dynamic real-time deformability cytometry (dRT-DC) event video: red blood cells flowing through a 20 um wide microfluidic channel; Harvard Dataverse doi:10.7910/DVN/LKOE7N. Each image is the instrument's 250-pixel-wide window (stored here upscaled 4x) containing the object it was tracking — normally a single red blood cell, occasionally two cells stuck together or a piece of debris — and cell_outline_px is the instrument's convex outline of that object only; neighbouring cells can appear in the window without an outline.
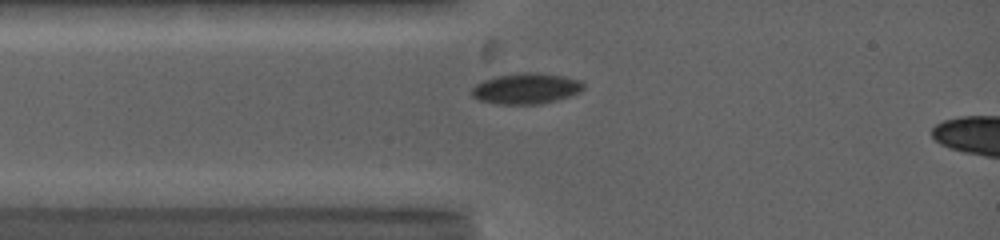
{"species": "common noctule bat (a hibernating species)", "species_latin": "Nyctalus noctula", "temperature_condition": "warm", "stored_images_in_passage": 52, "camera_frame_rate_fps": 5000, "um_per_image_px": 0.085, "animal": {"sex": "female", "body_mass_g": 19.0, "forearm_length_mm": 53.3}, "frame": {"image": 1, "passage_image": 10, "time_ms": 2.0, "image_size_px": [1000, 240], "cell_outline_px": [[584, 88], [580, 92], [556, 100], [540, 104], [500, 104], [480, 100], [472, 96], [472, 88], [476, 84], [492, 76], [524, 72], [536, 72], [564, 76], [580, 80], [584, 84]], "centroid_in_image_um": [44.72, 7.51], "position_along_channel_um": 40.3, "area_um2": 20.06}}
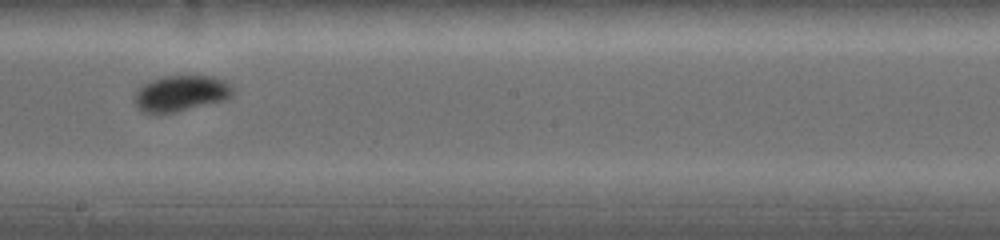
{"frame": {"image": 2, "passage_image": 26, "time_ms": 6.8, "image_size_px": [1000, 240], "cell_outline_px": [[236, 92], [232, 96], [224, 100], [176, 112], [156, 116], [144, 112], [132, 100], [132, 96], [144, 84], [152, 80], [164, 76], [212, 76], [224, 80]], "centroid_in_image_um": [15.35, 7.96], "position_along_channel_um": 232.9, "area_um2": 20.81}}
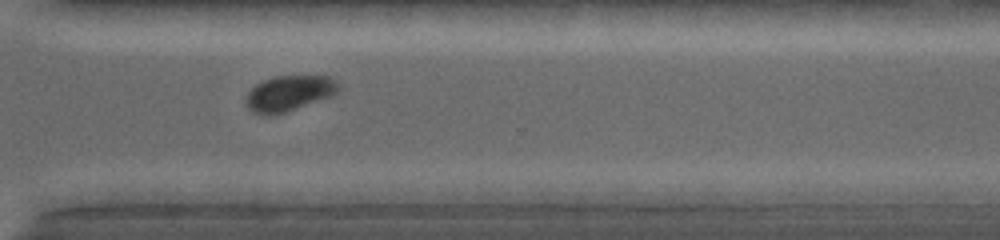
{"frame": {"image": 3, "passage_image": 38, "time_ms": 9.6, "image_size_px": [1000, 240], "cell_outline_px": [[340, 88], [332, 96], [284, 112], [268, 116], [260, 116], [252, 112], [248, 108], [244, 100], [248, 92], [256, 84], [264, 80], [276, 76], [328, 76], [336, 80], [340, 84]], "centroid_in_image_um": [24.55, 7.94], "position_along_channel_um": 346.1, "area_um2": 19.25}, "authors_computed_cell_mechanics": {"area_um2": 19.5653, "velocity_mm_per_s": 4.0393, "shape_relaxation_time_tau1_ms": 3.6219, "shape_relaxation_time_tau2_ms": null, "deformation_change_tau1": 0.1033, "deformation_change_tau2": null}}